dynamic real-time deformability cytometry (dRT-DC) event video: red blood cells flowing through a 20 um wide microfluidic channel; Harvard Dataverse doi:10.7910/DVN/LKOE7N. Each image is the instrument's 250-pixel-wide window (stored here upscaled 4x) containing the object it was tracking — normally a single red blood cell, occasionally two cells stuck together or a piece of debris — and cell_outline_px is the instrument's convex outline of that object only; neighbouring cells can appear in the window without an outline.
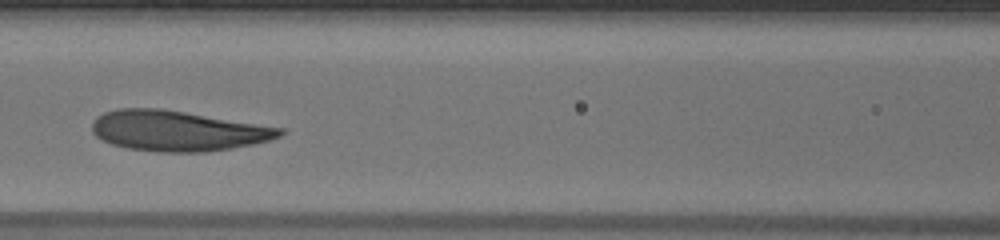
{"species": "human", "species_latin": "Homo sapiens", "temperature_condition": "warm", "stored_images_in_passage": 21, "camera_frame_rate_fps": 3000, "um_per_image_px": 0.085, "donor": {"sex": "male"}, "frame": {"image": 1, "passage_image": 7, "time_ms": 2.0, "image_size_px": [1000, 240], "cell_outline_px": [[284, 132], [280, 136], [268, 140], [252, 144], [232, 148], [204, 152], [160, 152], [128, 148], [112, 144], [96, 136], [92, 132], [92, 124], [96, 116], [104, 112], [120, 108], [160, 108], [284, 128]], "centroid_in_image_um": [15.07, 11.12], "position_along_channel_um": 151.5, "area_um2": 43.93}}
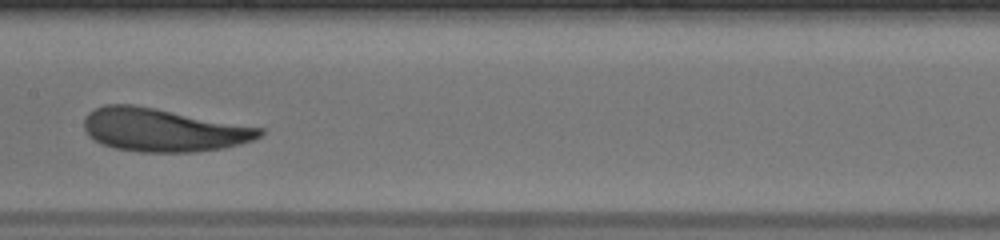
{"frame": {"image": 2, "passage_image": 10, "time_ms": 3.0, "image_size_px": [1000, 240], "cell_outline_px": [[264, 132], [260, 136], [252, 140], [224, 148], [196, 152], [140, 152], [116, 148], [92, 140], [88, 136], [84, 128], [84, 120], [88, 112], [104, 104], [132, 104], [156, 108], [264, 128]], "centroid_in_image_um": [13.85, 11.04], "position_along_channel_um": 193.6, "area_um2": 44.27}}